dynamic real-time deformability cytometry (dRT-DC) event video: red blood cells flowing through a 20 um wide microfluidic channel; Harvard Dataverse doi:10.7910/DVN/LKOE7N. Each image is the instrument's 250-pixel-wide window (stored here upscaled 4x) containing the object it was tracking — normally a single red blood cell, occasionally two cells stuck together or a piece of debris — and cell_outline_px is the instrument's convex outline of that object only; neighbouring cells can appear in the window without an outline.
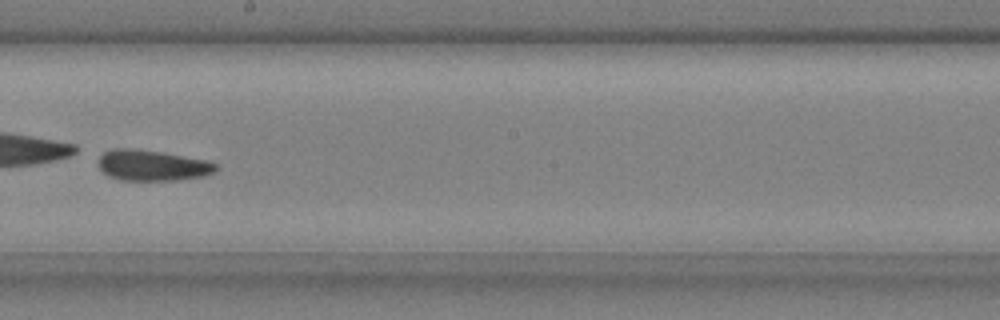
{"species": "common noctule bat (a hibernating species)", "species_latin": "Nyctalus noctula", "temperature_condition": "cold", "stored_images_in_passage": 11, "camera_frame_rate_fps": 3000, "um_per_image_px": 0.085, "animal": {"sex": "male", "body_mass_g": 20.4}, "frame": {"image": 1, "passage_image": 8, "time_ms": 2.333, "image_size_px": [1000, 320], "cell_outline_px": [[220, 168], [204, 176], [180, 180], [120, 180], [108, 176], [96, 164], [100, 156], [104, 152], [112, 148], [136, 148], [164, 152], [208, 160], [216, 164]], "centroid_in_image_um": [12.94, 14.04], "position_along_channel_um": 235.3, "area_um2": 21.44}}